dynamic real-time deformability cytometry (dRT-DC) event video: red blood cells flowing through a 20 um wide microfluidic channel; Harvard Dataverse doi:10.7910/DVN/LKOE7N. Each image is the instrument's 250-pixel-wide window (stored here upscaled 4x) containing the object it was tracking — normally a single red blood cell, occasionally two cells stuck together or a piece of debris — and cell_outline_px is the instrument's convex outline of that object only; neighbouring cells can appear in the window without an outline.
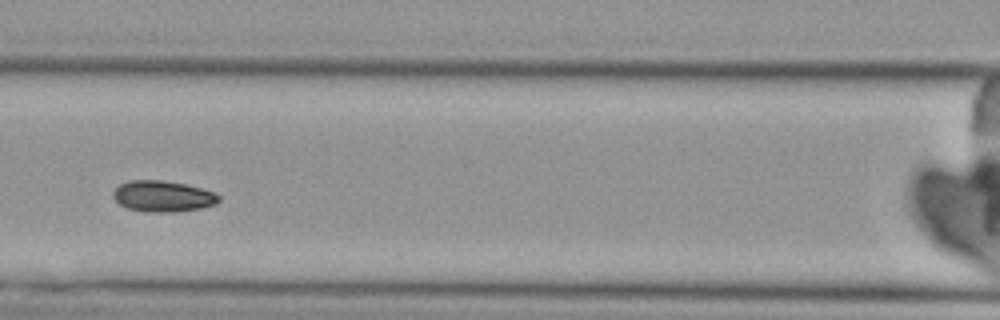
{"species": "Egyptian fruit bat (a non-hibernating species)", "species_latin": "Rousettus aegyptiacus", "temperature_condition": "cold", "stored_images_in_passage": 5, "camera_frame_rate_fps": 3000, "um_per_image_px": 0.085, "animal": {"sex": "female"}, "frame": {"image": 1, "passage_image": 4, "time_ms": 3.333, "image_size_px": [1000, 320], "cell_outline_px": [[220, 200], [216, 204], [200, 208], [172, 212], [152, 212], [128, 208], [120, 204], [112, 196], [112, 192], [120, 184], [128, 180], [164, 180], [184, 184], [216, 192], [220, 196]], "centroid_in_image_um": [13.85, 16.67], "position_along_channel_um": 152.8, "area_um2": 19.07}}
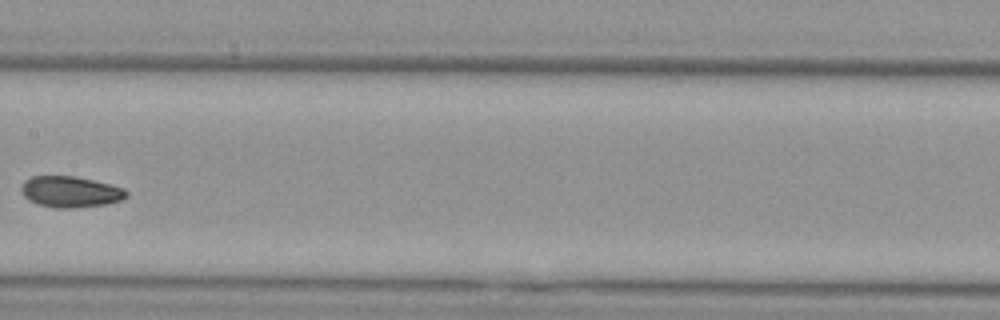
{"frame": {"image": 2, "passage_image": 5, "time_ms": 4.667, "image_size_px": [1000, 320], "cell_outline_px": [[128, 196], [120, 200], [108, 204], [72, 208], [56, 208], [36, 204], [28, 200], [24, 196], [20, 188], [24, 180], [32, 176], [76, 176], [124, 188], [128, 192]], "centroid_in_image_um": [5.96, 16.31], "position_along_channel_um": 201.4, "area_um2": 19.13}}